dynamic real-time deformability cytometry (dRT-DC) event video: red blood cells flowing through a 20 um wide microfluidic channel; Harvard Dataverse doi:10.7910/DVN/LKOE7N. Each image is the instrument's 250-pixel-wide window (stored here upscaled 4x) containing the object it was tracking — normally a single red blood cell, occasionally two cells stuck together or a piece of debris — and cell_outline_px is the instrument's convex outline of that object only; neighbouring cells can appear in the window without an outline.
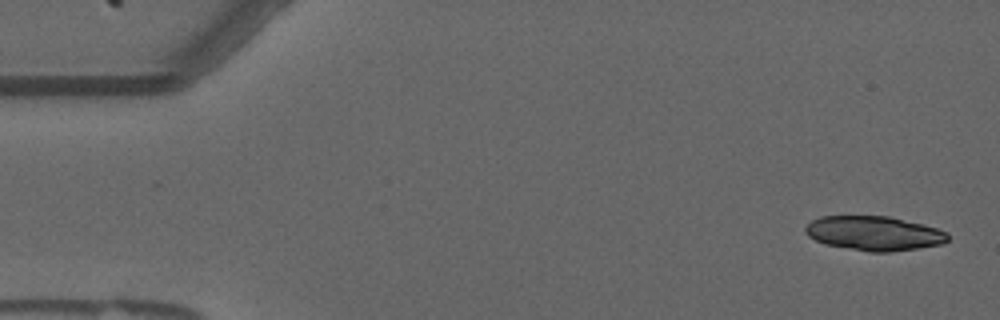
{"species": "common noctule bat (a hibernating species)", "species_latin": "Nyctalus noctula", "temperature_condition": "warm", "stored_images_in_passage": 52, "camera_frame_rate_fps": 3000, "um_per_image_px": 0.085, "animal": {"sex": "male", "forearm_length_mm": 52.5}, "frame": {"image": 1, "passage_image": 1, "time_ms": 0.0, "image_size_px": [1000, 320], "cell_outline_px": [[948, 240], [944, 244], [920, 248], [892, 252], [868, 252], [824, 244], [808, 236], [804, 232], [804, 228], [812, 220], [820, 216], [888, 216], [936, 228], [948, 232]], "centroid_in_image_um": [74.29, 19.84], "position_along_channel_um": 10.7, "area_um2": 28.67}}
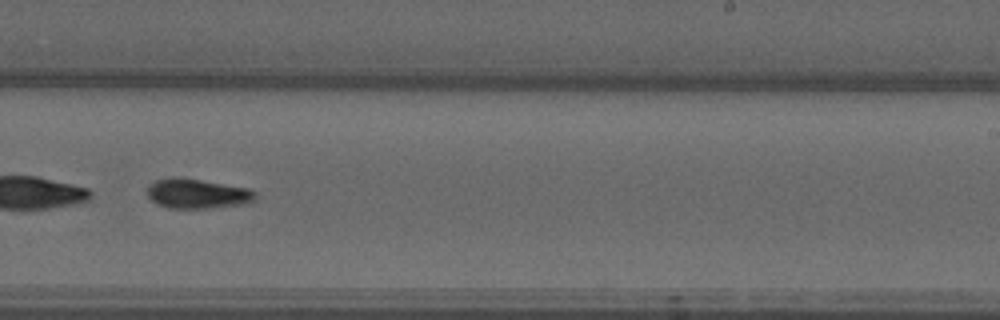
{"frame": {"image": 2, "passage_image": 33, "time_ms": 10.667, "image_size_px": [1000, 320], "cell_outline_px": [[256, 196], [252, 200], [244, 204], [208, 208], [168, 208], [156, 204], [148, 196], [148, 184], [156, 180], [172, 176], [180, 176], [248, 188], [256, 192]], "centroid_in_image_um": [16.73, 16.44], "position_along_channel_um": 272.3, "area_um2": 18.84}, "authors_computed_cell_mechanics": {"area_um2": 19.1607, "velocity_mm_per_s": 3.6775, "shape_relaxation_time_tau1_ms": 5.2149, "shape_relaxation_time_tau2_ms": 5.8124, "deformation_change_tau1": 0.2075, "deformation_change_tau2": 0.1227}}